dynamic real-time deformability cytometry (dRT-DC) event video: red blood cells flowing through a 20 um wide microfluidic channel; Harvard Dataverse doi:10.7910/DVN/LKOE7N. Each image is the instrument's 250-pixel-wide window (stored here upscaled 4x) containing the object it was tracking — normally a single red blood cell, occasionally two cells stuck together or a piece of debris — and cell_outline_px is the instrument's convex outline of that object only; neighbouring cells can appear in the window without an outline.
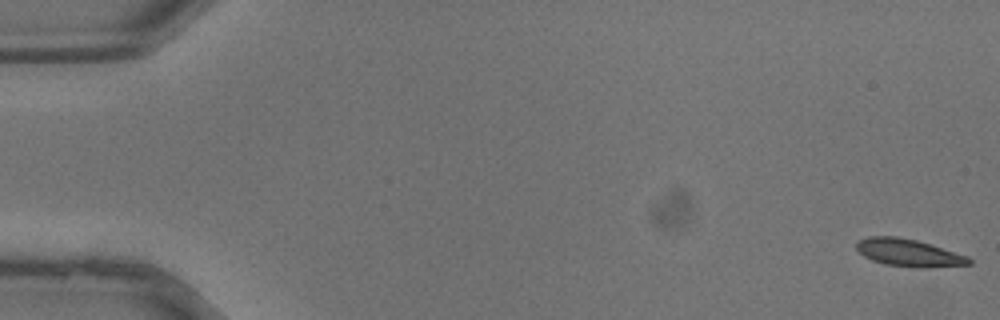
{"species": "common noctule bat (a hibernating species)", "species_latin": "Nyctalus noctula", "temperature_condition": "warm", "stored_images_in_passage": 38, "camera_frame_rate_fps": 3000, "um_per_image_px": 0.085, "animal": {"sex": "male", "body_mass_g": 13.3}, "frame": {"image": 1, "passage_image": 1, "time_ms": 0.0, "image_size_px": [1000, 320], "cell_outline_px": [[972, 264], [928, 268], [916, 268], [884, 264], [872, 260], [864, 256], [856, 248], [856, 244], [860, 240], [868, 236], [896, 236], [916, 240], [932, 244], [968, 256], [972, 260]], "centroid_in_image_um": [77.27, 21.49], "position_along_channel_um": 7.7, "area_um2": 18.15}}
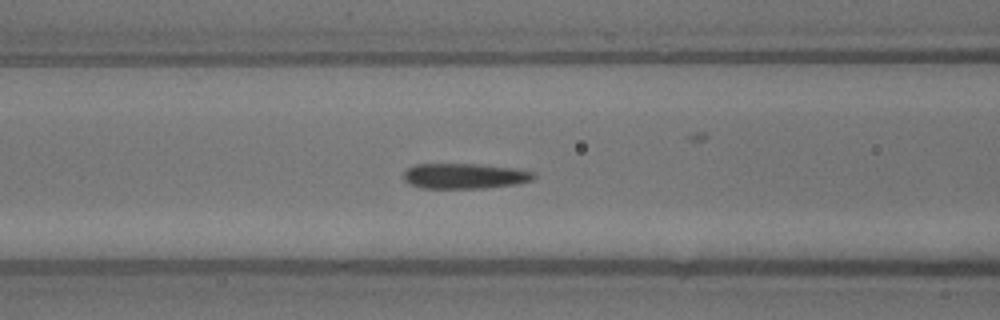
{"frame": {"image": 2, "passage_image": 16, "time_ms": 5.0, "image_size_px": [1000, 320], "cell_outline_px": [[536, 176], [532, 180], [516, 184], [484, 188], [420, 188], [408, 184], [404, 180], [404, 172], [408, 168], [416, 164], [476, 164], [516, 168], [536, 172]], "centroid_in_image_um": [39.5, 14.96], "position_along_channel_um": 127.1, "area_um2": 19.36}}
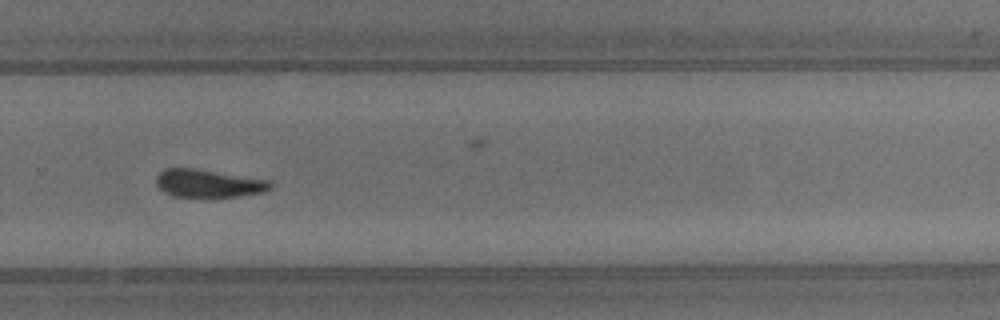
{"frame": {"image": 3, "passage_image": 26, "time_ms": 8.333, "image_size_px": [1000, 320], "cell_outline_px": [[272, 188], [264, 192], [236, 196], [204, 200], [172, 196], [164, 192], [156, 184], [156, 176], [164, 168], [192, 168], [272, 180]], "centroid_in_image_um": [17.71, 15.63], "position_along_channel_um": 312.1, "area_um2": 19.36}}